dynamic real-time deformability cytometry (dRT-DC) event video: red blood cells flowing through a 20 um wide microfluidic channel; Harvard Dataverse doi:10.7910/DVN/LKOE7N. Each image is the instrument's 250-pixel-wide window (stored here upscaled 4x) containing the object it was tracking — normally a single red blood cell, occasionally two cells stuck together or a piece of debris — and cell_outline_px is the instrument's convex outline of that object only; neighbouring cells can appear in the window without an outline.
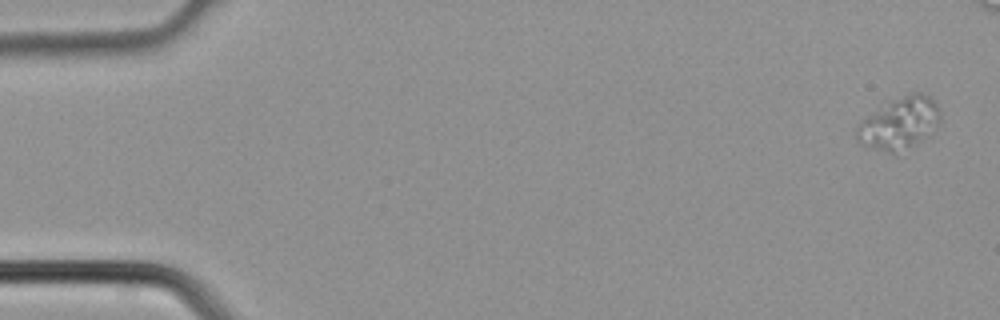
{"species": "common noctule bat (a hibernating species)", "species_latin": "Nyctalus noctula", "temperature_condition": "cold", "stored_images_in_passage": 7, "camera_frame_rate_fps": 3000, "um_per_image_px": 0.085, "animal": {"sex": "male", "body_mass_g": 21.5, "forearm_length_mm": 52.0}, "frame": {"image": 1, "passage_image": 1, "time_ms": 0.0, "image_size_px": [1000, 320], "cell_outline_px": [[940, 124], [928, 136], [896, 156], [892, 156], [860, 144], [856, 140], [856, 128], [860, 120], [880, 108], [912, 92], [920, 92], [928, 96], [936, 104], [940, 112]], "centroid_in_image_um": [76.44, 10.56], "position_along_channel_um": 8.6, "area_um2": 25.49}}
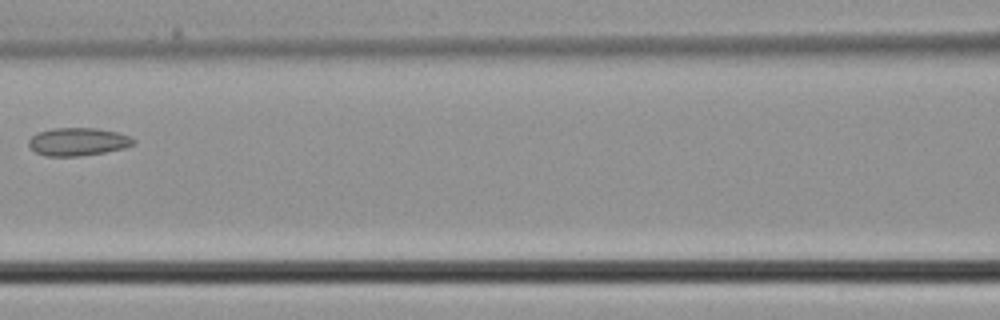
{"frame": {"image": 2, "passage_image": 7, "time_ms": 2.0, "image_size_px": [1000, 320], "cell_outline_px": [[136, 140], [132, 144], [124, 148], [104, 152], [80, 156], [44, 156], [36, 152], [28, 144], [28, 140], [32, 136], [40, 132], [52, 128], [96, 128], [116, 132], [128, 136]], "centroid_in_image_um": [6.6, 12.05], "position_along_channel_um": 160.0, "area_um2": 16.88}}